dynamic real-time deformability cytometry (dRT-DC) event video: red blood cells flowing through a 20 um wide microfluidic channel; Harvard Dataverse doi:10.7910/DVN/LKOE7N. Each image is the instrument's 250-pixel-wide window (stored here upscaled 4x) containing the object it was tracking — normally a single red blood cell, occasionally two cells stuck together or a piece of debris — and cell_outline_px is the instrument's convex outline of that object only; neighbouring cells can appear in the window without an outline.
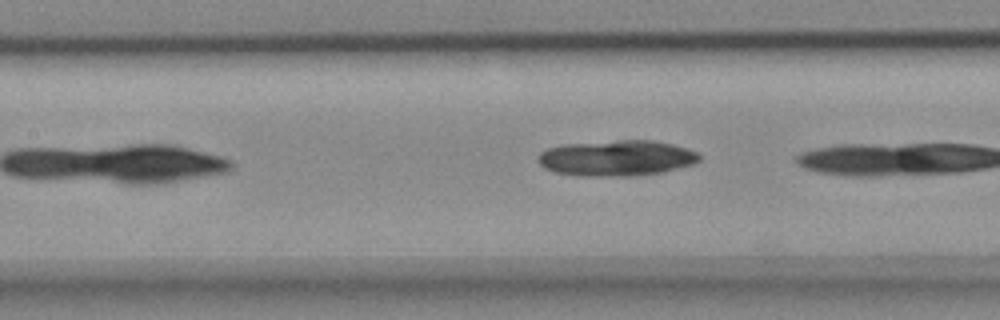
{"species": "common noctule bat (a hibernating species)", "species_latin": "Nyctalus noctula", "temperature_condition": "cold", "stored_images_in_passage": 6, "camera_frame_rate_fps": 3000, "um_per_image_px": 0.085, "animal": {"sex": "female", "body_mass_g": 18.4}, "frame": {"image": 1, "passage_image": 4, "time_ms": 1.0, "image_size_px": [1000, 320], "cell_outline_px": [[700, 160], [692, 164], [660, 172], [636, 176], [580, 176], [556, 172], [544, 168], [540, 164], [540, 152], [548, 148], [564, 144], [620, 140], [652, 140], [672, 144], [688, 148], [696, 152], [700, 156]], "centroid_in_image_um": [52.42, 13.43], "position_along_channel_um": 155.0, "area_um2": 33.41}}